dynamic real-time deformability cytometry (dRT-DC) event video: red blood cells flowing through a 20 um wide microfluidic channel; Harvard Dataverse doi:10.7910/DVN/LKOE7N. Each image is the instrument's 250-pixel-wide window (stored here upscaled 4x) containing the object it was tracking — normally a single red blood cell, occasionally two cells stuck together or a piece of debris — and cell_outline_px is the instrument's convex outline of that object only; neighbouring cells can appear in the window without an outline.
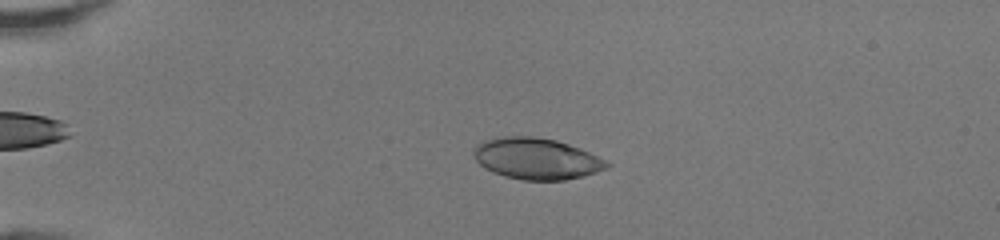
{"species": "human", "species_latin": "Homo sapiens", "temperature_condition": "room temperature", "stored_images_in_passage": 48, "camera_frame_rate_fps": 3000, "um_per_image_px": 0.085, "donor": {"sex": "female"}, "frame": {"image": 1, "passage_image": 12, "time_ms": 3.667, "image_size_px": [1000, 240], "cell_outline_px": [[612, 164], [608, 168], [584, 176], [564, 180], [524, 180], [504, 176], [492, 172], [484, 168], [472, 156], [472, 152], [484, 140], [504, 136], [532, 136], [556, 140], [580, 148]], "centroid_in_image_um": [45.59, 13.49], "position_along_channel_um": 39.4, "area_um2": 31.96}}
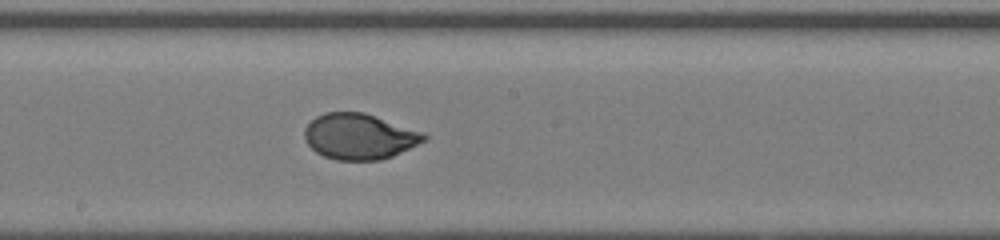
{"frame": {"image": 2, "passage_image": 28, "time_ms": 9.0, "image_size_px": [1000, 240], "cell_outline_px": [[428, 136], [424, 140], [392, 156], [380, 160], [336, 160], [324, 156], [316, 152], [304, 140], [304, 128], [316, 116], [324, 112], [364, 112], [424, 132]], "centroid_in_image_um": [30.51, 11.59], "position_along_channel_um": 217.7, "area_um2": 31.73}}
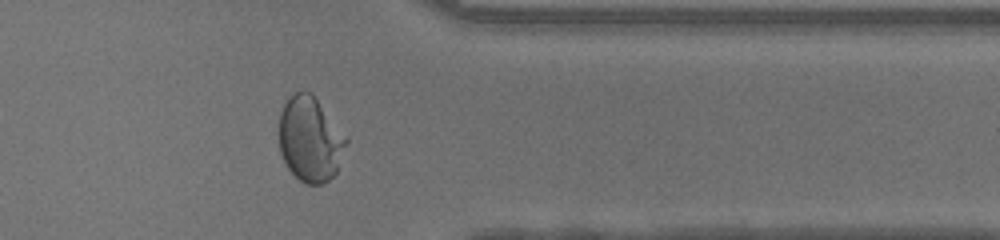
{"frame": {"image": 3, "passage_image": 40, "time_ms": 13.0, "image_size_px": [1000, 240], "cell_outline_px": [[348, 140], [336, 172], [324, 184], [304, 184], [288, 168], [280, 152], [280, 112], [284, 104], [296, 92], [312, 92]], "centroid_in_image_um": [26.36, 11.85], "position_along_channel_um": 385.0, "area_um2": 32.71}, "authors_computed_cell_mechanics": {"area_um2": 32.4258, "velocity_mm_per_s": 4.3142, "shape_relaxation_time_tau1_ms": 3.8738, "shape_relaxation_time_tau2_ms": null, "deformation_change_tau1": 0.1832, "deformation_change_tau2": null}}